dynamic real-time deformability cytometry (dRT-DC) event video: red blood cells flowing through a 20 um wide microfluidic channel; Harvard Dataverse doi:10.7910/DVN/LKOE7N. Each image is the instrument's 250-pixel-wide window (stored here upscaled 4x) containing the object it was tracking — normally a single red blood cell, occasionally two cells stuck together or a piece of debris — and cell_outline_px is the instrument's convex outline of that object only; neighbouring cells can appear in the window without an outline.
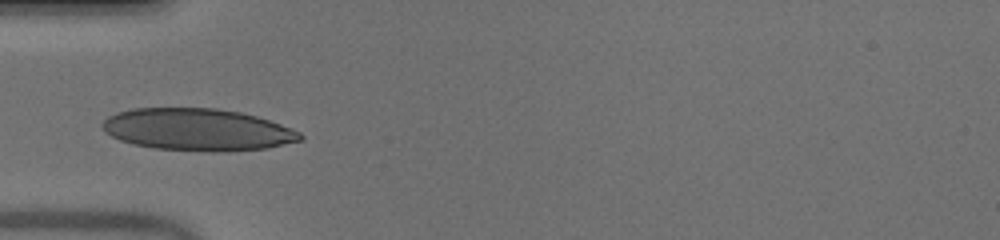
{"species": "human", "species_latin": "Homo sapiens", "temperature_condition": "warm", "stored_images_in_passage": 35, "camera_frame_rate_fps": 3000, "um_per_image_px": 0.085, "donor": {"sex": "male"}, "frame": {"image": 1, "passage_image": 1, "time_ms": 0.0, "image_size_px": [1000, 240], "cell_outline_px": [[304, 140], [268, 148], [156, 148], [132, 144], [120, 140], [104, 132], [100, 124], [108, 116], [116, 112], [132, 108], [216, 108], [240, 112], [256, 116], [280, 124], [300, 132], [304, 136]], "centroid_in_image_um": [16.73, 10.96], "position_along_channel_um": 68.3, "area_um2": 47.05}}
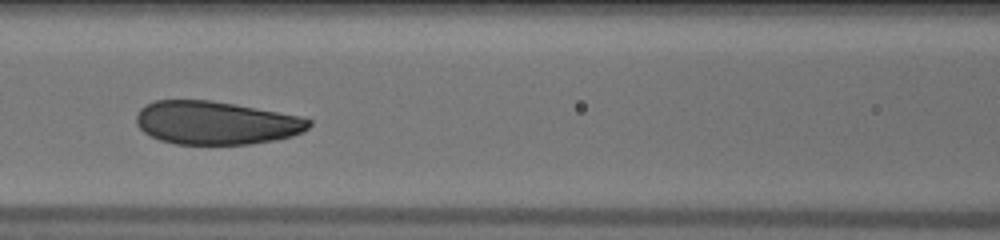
{"frame": {"image": 2, "passage_image": 7, "time_ms": 2.0, "image_size_px": [1000, 240], "cell_outline_px": [[312, 124], [304, 132], [292, 136], [252, 144], [176, 144], [160, 140], [144, 132], [136, 124], [136, 116], [140, 108], [144, 104], [156, 100], [212, 100], [236, 104], [300, 116], [312, 120]], "centroid_in_image_um": [18.36, 10.43], "position_along_channel_um": 148.2, "area_um2": 43.7}}
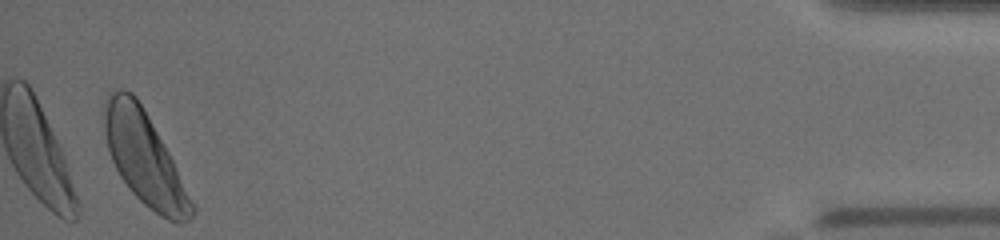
{"frame": {"image": 3, "passage_image": 34, "time_ms": 11.0, "image_size_px": [1000, 240], "cell_outline_px": [[196, 212], [188, 220], [176, 224], [160, 216], [144, 204], [128, 188], [120, 176], [112, 160], [108, 148], [104, 132], [100, 112], [104, 100], [108, 92], [112, 88], [124, 88], [132, 92], [136, 96], [168, 152], [196, 208]], "centroid_in_image_um": [12.21, 13.39], "position_along_channel_um": 423.0, "area_um2": 47.28}, "authors_computed_cell_mechanics": {"area_um2": 45.0262, "velocity_mm_per_s": 3.9729, "shape_relaxation_time_tau1_ms": 4.7498, "shape_relaxation_time_tau2_ms": null, "deformation_change_tau1": 0.1716, "deformation_change_tau2": null}}